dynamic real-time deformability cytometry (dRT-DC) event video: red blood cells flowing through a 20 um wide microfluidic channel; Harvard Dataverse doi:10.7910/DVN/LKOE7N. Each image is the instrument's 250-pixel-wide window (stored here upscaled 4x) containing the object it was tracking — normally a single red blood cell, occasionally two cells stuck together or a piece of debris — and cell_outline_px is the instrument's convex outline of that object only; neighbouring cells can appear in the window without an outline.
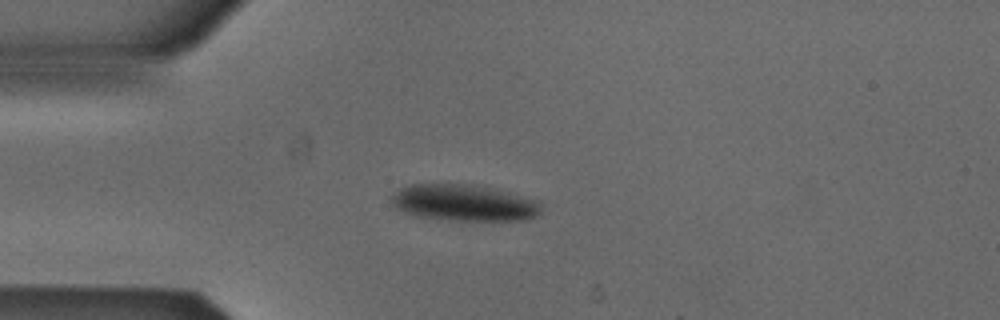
{"species": "Egyptian fruit bat (a non-hibernating species)", "species_latin": "Rousettus aegyptiacus", "temperature_condition": "cold", "stored_images_in_passage": 3, "camera_frame_rate_fps": 3000, "um_per_image_px": 0.085, "animal": {"sex": "male"}, "frame": {"image": 1, "passage_image": 3, "time_ms": 0.667, "image_size_px": [1000, 320], "cell_outline_px": [[540, 212], [536, 216], [528, 220], [448, 220], [412, 216], [396, 208], [392, 204], [392, 196], [400, 188], [412, 184], [472, 184], [508, 192], [532, 200], [540, 204]], "centroid_in_image_um": [39.38, 17.25], "position_along_channel_um": 45.6, "area_um2": 31.56}}